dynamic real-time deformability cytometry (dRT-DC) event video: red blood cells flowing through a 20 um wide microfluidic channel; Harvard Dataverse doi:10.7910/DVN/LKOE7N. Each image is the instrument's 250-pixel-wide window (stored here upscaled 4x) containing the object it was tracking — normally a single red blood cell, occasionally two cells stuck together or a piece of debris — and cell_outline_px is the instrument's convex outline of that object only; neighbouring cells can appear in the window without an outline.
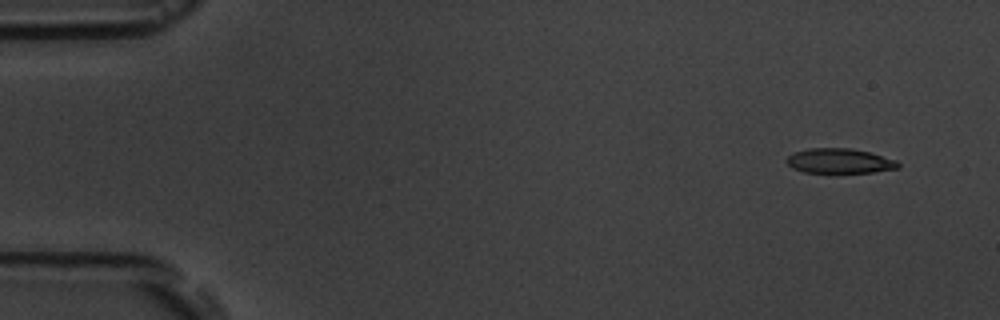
{"species": "common noctule bat (a hibernating species)", "species_latin": "Nyctalus noctula", "temperature_condition": "room temperature", "stored_images_in_passage": 5, "camera_frame_rate_fps": 3000, "um_per_image_px": 0.085, "animal": {"sex": "male", "body_mass_g": 19.5, "forearm_length_mm": 54.6}, "frame": {"image": 1, "passage_image": 1, "time_ms": 0.0, "image_size_px": [1000, 320], "cell_outline_px": [[900, 168], [872, 172], [804, 172], [792, 168], [784, 160], [792, 152], [808, 148], [848, 148], [872, 152], [896, 160], [900, 164]], "centroid_in_image_um": [71.35, 13.67], "position_along_channel_um": 13.7, "area_um2": 16.24}}
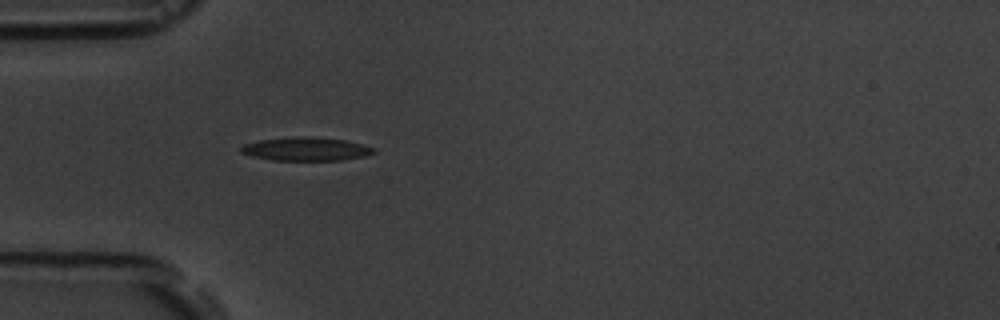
{"frame": {"image": 2, "passage_image": 5, "time_ms": 4.333, "image_size_px": [1000, 320], "cell_outline_px": [[376, 152], [364, 156], [340, 160], [272, 160], [252, 156], [240, 152], [240, 148], [244, 144], [260, 140], [296, 136], [300, 136], [344, 140], [364, 144], [376, 148]], "centroid_in_image_um": [26.02, 12.67], "position_along_channel_um": 59.0, "area_um2": 18.03}}